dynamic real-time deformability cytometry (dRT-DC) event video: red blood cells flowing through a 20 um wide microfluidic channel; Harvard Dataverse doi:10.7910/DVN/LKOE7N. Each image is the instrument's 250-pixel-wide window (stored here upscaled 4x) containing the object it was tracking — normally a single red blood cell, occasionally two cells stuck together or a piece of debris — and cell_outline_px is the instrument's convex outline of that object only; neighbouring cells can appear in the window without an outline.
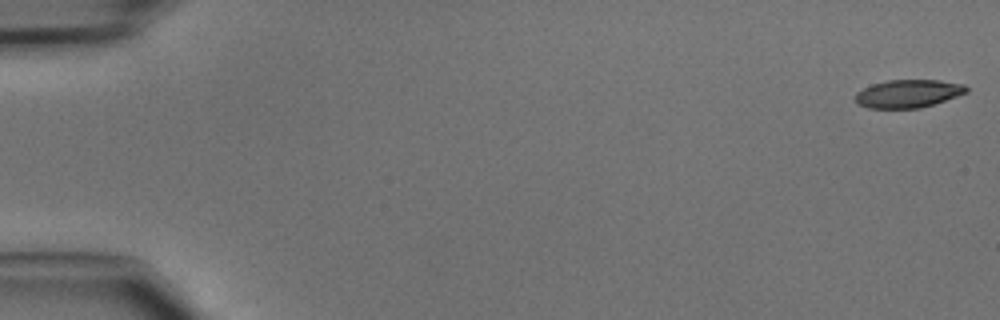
{"species": "common noctule bat (a hibernating species)", "species_latin": "Nyctalus noctula", "temperature_condition": "cold", "stored_images_in_passage": 47, "camera_frame_rate_fps": 3000, "um_per_image_px": 0.085, "animal": {"sex": "male", "body_mass_g": 15.6}, "frame": {"image": 1, "passage_image": 1, "time_ms": 0.0, "image_size_px": [1000, 320], "cell_outline_px": [[968, 92], [920, 108], [868, 108], [860, 104], [856, 100], [856, 92], [872, 84], [888, 80], [940, 80], [964, 84], [968, 88]], "centroid_in_image_um": [77.2, 7.95], "position_along_channel_um": 7.8, "area_um2": 17.92}}
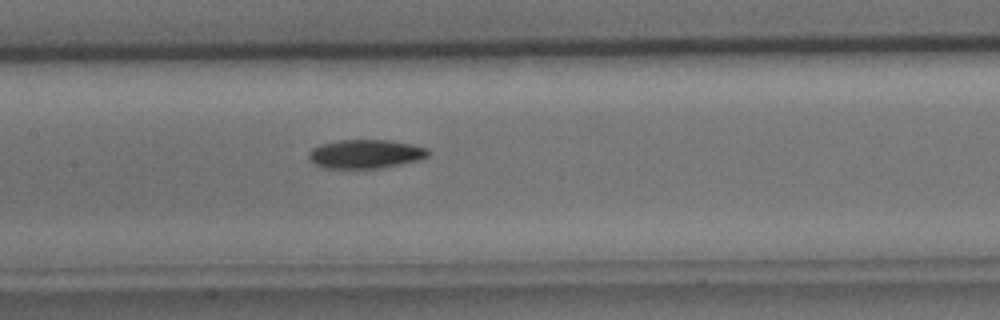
{"frame": {"image": 2, "passage_image": 23, "time_ms": 7.333, "image_size_px": [1000, 320], "cell_outline_px": [[428, 156], [420, 160], [380, 168], [324, 168], [316, 164], [308, 156], [308, 152], [312, 148], [320, 144], [340, 140], [388, 140], [412, 144], [428, 148]], "centroid_in_image_um": [31.08, 13.08], "position_along_channel_um": 176.3, "area_um2": 20.0}}
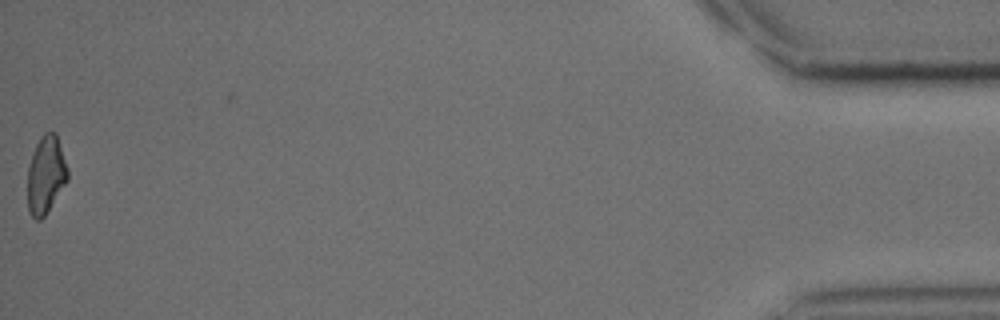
{"frame": {"image": 3, "passage_image": 47, "time_ms": 15.333, "image_size_px": [1000, 320], "cell_outline_px": [[68, 180], [48, 212], [40, 220], [36, 220], [28, 212], [28, 168], [32, 152], [40, 136], [44, 132], [56, 132], [68, 168]], "centroid_in_image_um": [3.9, 14.86], "position_along_channel_um": 431.3, "area_um2": 18.38}}